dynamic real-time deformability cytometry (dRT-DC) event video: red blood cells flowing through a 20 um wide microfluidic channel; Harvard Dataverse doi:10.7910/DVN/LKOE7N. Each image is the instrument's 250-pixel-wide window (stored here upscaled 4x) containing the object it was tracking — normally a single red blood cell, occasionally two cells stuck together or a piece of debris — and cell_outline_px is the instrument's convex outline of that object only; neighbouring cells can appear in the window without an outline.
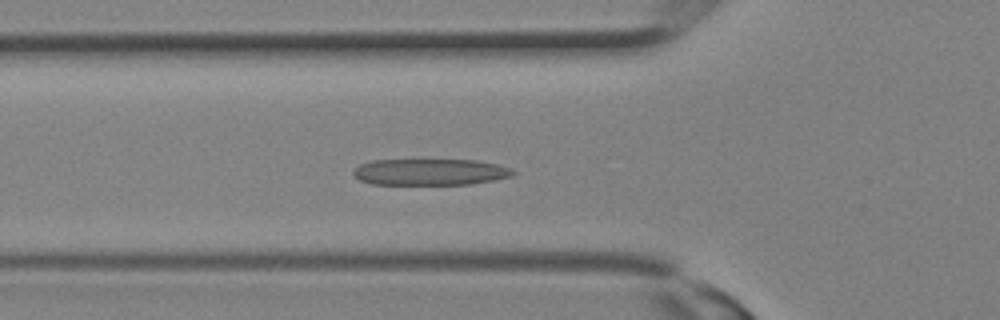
{"species": "Egyptian fruit bat (a non-hibernating species)", "species_latin": "Rousettus aegyptiacus", "temperature_condition": "room temperature", "stored_images_in_passage": 16, "camera_frame_rate_fps": 3000, "um_per_image_px": 0.085, "animal": {"sex": "female"}, "frame": {"image": 1, "passage_image": 10, "time_ms": 3.0, "image_size_px": [1000, 320], "cell_outline_px": [[516, 172], [512, 176], [472, 184], [372, 184], [360, 180], [352, 172], [360, 164], [372, 160], [476, 160], [496, 164], [512, 168]], "centroid_in_image_um": [36.58, 14.61], "position_along_channel_um": 89.2, "area_um2": 24.45}}
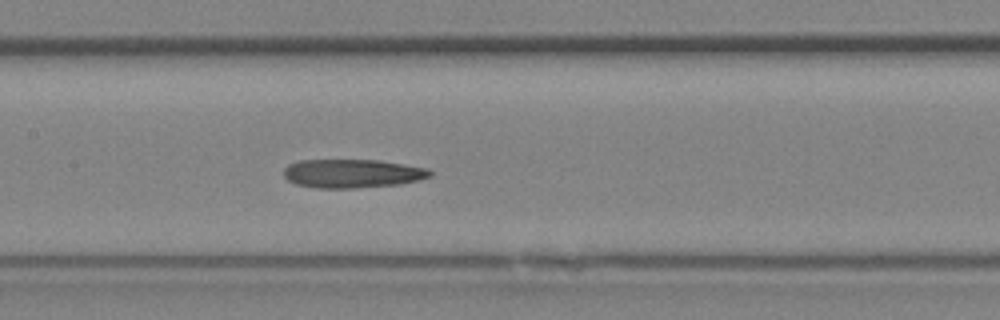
{"frame": {"image": 2, "passage_image": 14, "time_ms": 4.333, "image_size_px": [1000, 320], "cell_outline_px": [[432, 176], [400, 184], [352, 188], [316, 188], [296, 184], [288, 180], [284, 176], [284, 168], [288, 164], [300, 160], [380, 160], [428, 168], [432, 172]], "centroid_in_image_um": [29.94, 14.74], "position_along_channel_um": 177.5, "area_um2": 24.45}}
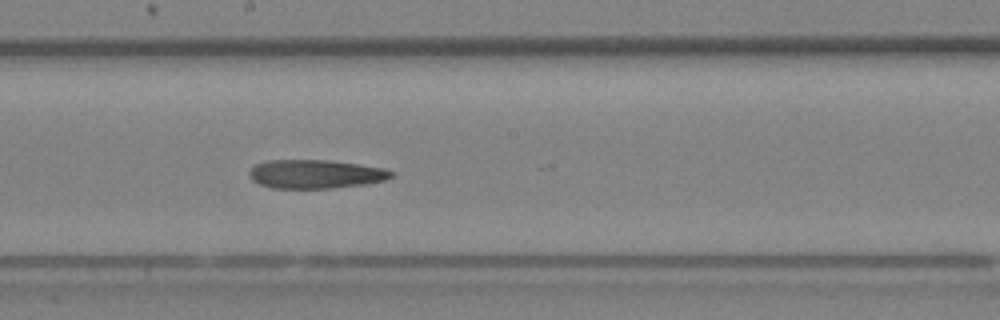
{"frame": {"image": 3, "passage_image": 16, "time_ms": 5.0, "image_size_px": [1000, 320], "cell_outline_px": [[396, 172], [392, 176], [384, 180], [364, 184], [332, 188], [272, 188], [260, 184], [252, 180], [248, 176], [248, 172], [256, 164], [264, 160], [332, 160], [384, 168]], "centroid_in_image_um": [26.8, 14.79], "position_along_channel_um": 221.4, "area_um2": 23.87}}